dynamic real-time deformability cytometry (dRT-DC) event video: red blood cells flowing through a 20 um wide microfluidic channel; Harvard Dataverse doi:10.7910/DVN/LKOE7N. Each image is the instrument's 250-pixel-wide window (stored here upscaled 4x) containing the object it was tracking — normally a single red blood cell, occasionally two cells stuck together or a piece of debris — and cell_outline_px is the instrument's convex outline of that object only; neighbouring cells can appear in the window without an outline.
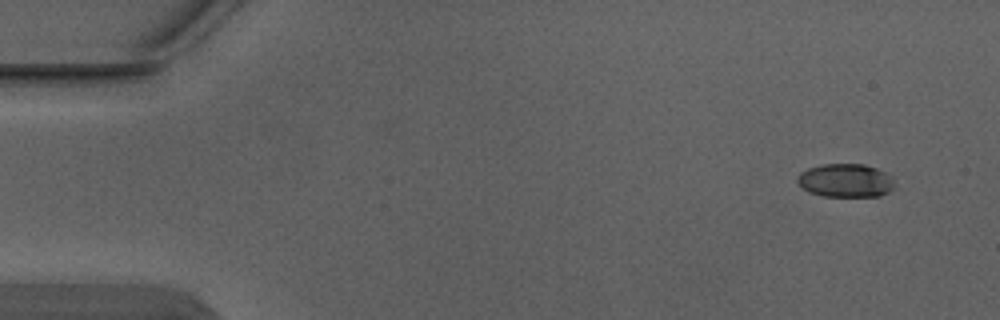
{"species": "Egyptian fruit bat (a non-hibernating species)", "species_latin": "Rousettus aegyptiacus", "temperature_condition": "warm", "stored_images_in_passage": 4, "camera_frame_rate_fps": 3000, "um_per_image_px": 0.085, "animal": {"sex": "male"}, "frame": {"image": 1, "passage_image": 1, "time_ms": 0.0, "image_size_px": [1000, 320], "cell_outline_px": [[896, 188], [880, 196], [824, 196], [808, 192], [796, 180], [796, 176], [800, 172], [808, 168], [820, 164], [864, 164], [876, 168], [892, 176]], "centroid_in_image_um": [71.89, 15.34], "position_along_channel_um": 13.1, "area_um2": 19.13}}
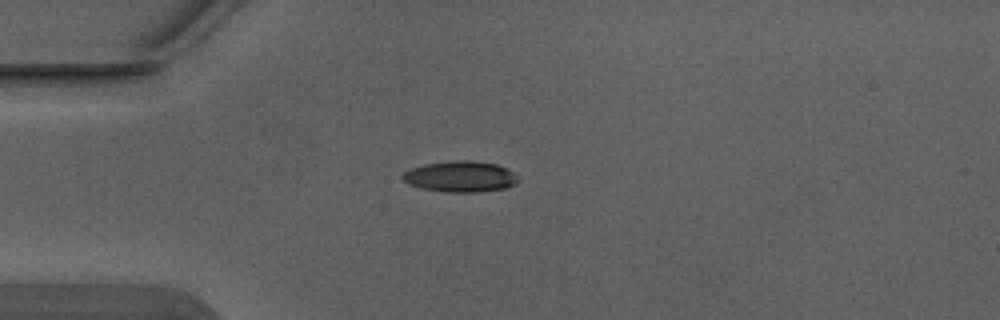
{"frame": {"image": 2, "passage_image": 4, "time_ms": 1.0, "image_size_px": [1000, 320], "cell_outline_px": [[516, 184], [504, 188], [476, 192], [444, 192], [420, 188], [408, 184], [400, 176], [408, 168], [424, 164], [452, 160], [468, 160], [496, 164], [512, 172], [516, 176]], "centroid_in_image_um": [39.05, 15.0], "position_along_channel_um": 46.0, "area_um2": 20.81}}